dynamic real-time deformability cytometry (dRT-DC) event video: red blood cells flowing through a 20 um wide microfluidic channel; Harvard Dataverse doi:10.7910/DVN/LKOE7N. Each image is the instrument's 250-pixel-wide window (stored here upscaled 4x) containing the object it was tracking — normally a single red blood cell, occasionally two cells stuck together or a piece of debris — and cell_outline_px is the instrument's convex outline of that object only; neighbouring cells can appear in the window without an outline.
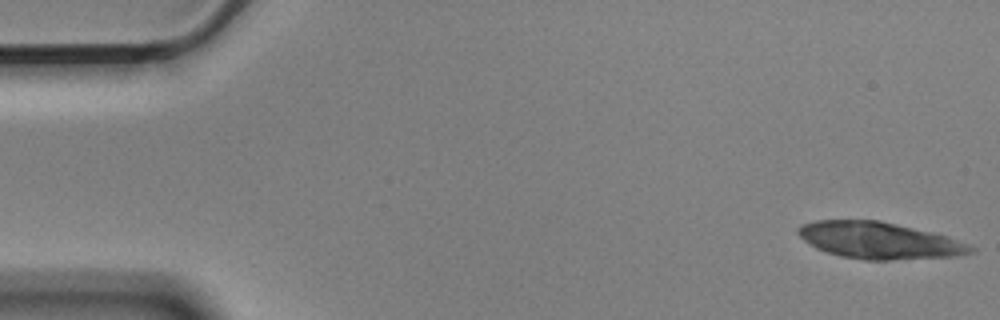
{"species": "Egyptian fruit bat (a non-hibernating species)", "species_latin": "Rousettus aegyptiacus", "temperature_condition": "cold", "stored_images_in_passage": 55, "camera_frame_rate_fps": 3000, "um_per_image_px": 0.085, "animal": {"sex": "male"}, "frame": {"image": 1, "passage_image": 1, "time_ms": 0.0, "image_size_px": [1000, 320], "cell_outline_px": [[976, 252], [956, 256], [888, 260], [864, 260], [840, 256], [816, 248], [804, 240], [796, 232], [796, 228], [800, 224], [816, 220], [880, 220], [944, 236], [956, 240], [976, 248]], "centroid_in_image_um": [74.67, 20.44], "position_along_channel_um": 10.3, "area_um2": 36.53}}